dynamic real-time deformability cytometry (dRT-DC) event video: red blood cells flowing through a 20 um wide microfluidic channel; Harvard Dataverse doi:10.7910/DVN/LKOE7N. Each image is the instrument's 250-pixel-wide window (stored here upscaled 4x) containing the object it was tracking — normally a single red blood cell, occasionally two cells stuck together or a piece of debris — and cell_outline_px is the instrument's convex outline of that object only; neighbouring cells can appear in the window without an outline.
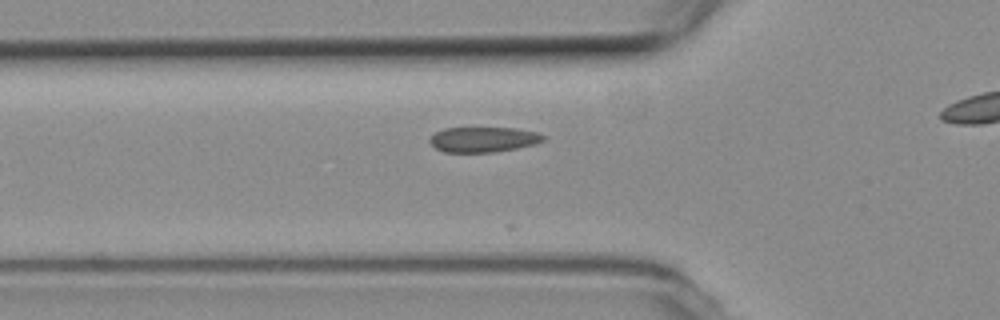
{"species": "common noctule bat (a hibernating species)", "species_latin": "Nyctalus noctula", "temperature_condition": "room temperature", "stored_images_in_passage": 7, "camera_frame_rate_fps": 3000, "um_per_image_px": 0.085, "animal": {"sex": "female", "body_mass_g": 19.3, "forearm_length_mm": 54.1}, "frame": {"image": 1, "passage_image": 3, "time_ms": 0.667, "image_size_px": [1000, 320], "cell_outline_px": [[544, 140], [536, 144], [496, 152], [444, 152], [436, 148], [428, 140], [436, 132], [444, 128], [516, 128], [540, 132], [544, 136]], "centroid_in_image_um": [41.12, 11.85], "position_along_channel_um": 84.7, "area_um2": 16.7}}
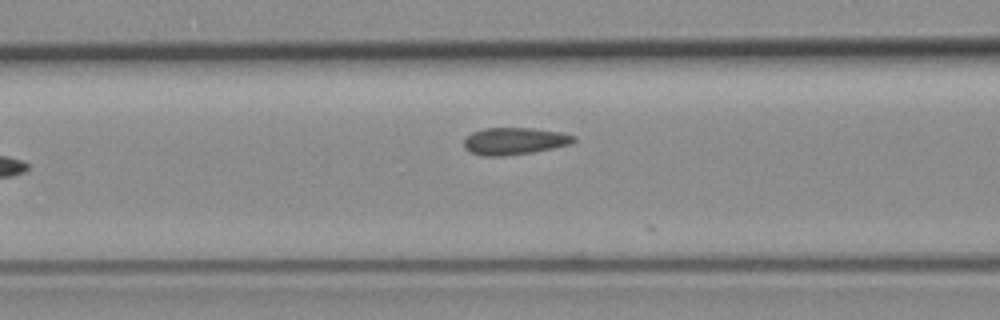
{"frame": {"image": 2, "passage_image": 6, "time_ms": 1.667, "image_size_px": [1000, 320], "cell_outline_px": [[576, 140], [572, 144], [532, 152], [504, 156], [480, 156], [464, 148], [464, 140], [472, 132], [484, 128], [532, 128], [560, 132], [576, 136]], "centroid_in_image_um": [43.73, 11.99], "position_along_channel_um": 122.9, "area_um2": 17.34}}